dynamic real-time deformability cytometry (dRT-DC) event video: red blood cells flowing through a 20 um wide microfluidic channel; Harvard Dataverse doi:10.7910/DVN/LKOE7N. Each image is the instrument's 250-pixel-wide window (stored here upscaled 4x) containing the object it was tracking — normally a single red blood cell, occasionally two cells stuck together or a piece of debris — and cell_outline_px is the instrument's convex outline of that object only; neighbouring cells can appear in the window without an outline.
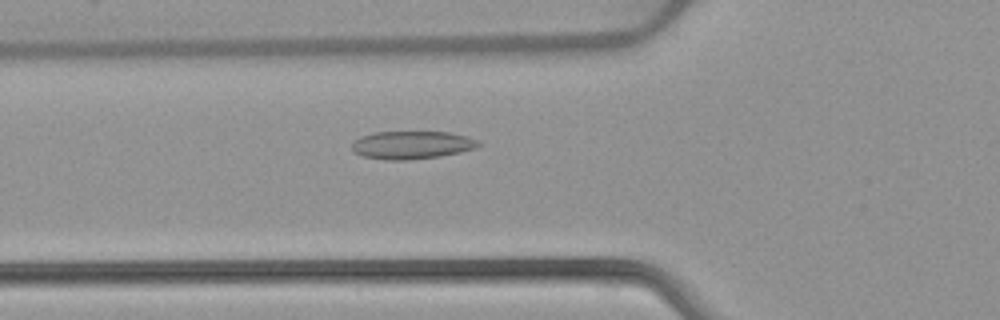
{"species": "common noctule bat (a hibernating species)", "species_latin": "Nyctalus noctula", "temperature_condition": "warm", "stored_images_in_passage": 52, "camera_frame_rate_fps": 3000, "um_per_image_px": 0.085, "animal": {"sex": "female", "body_mass_g": 22.7, "forearm_length_mm": 54.2}, "frame": {"image": 1, "passage_image": 19, "time_ms": 6.0, "image_size_px": [1000, 320], "cell_outline_px": [[480, 144], [476, 148], [460, 152], [440, 156], [408, 160], [384, 160], [364, 156], [352, 152], [352, 144], [360, 136], [372, 132], [448, 132], [468, 136], [476, 140]], "centroid_in_image_um": [34.98, 12.32], "position_along_channel_um": 90.8, "area_um2": 20.63}}
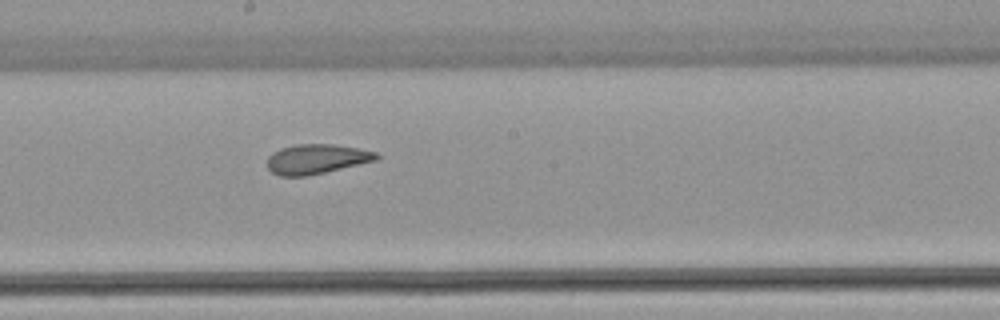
{"frame": {"image": 2, "passage_image": 29, "time_ms": 9.333, "image_size_px": [1000, 320], "cell_outline_px": [[380, 156], [376, 160], [308, 176], [280, 176], [272, 172], [268, 168], [268, 156], [272, 152], [280, 148], [296, 144], [332, 144], [356, 148], [376, 152]], "centroid_in_image_um": [26.87, 13.51], "position_along_channel_um": 221.3, "area_um2": 18.79}}
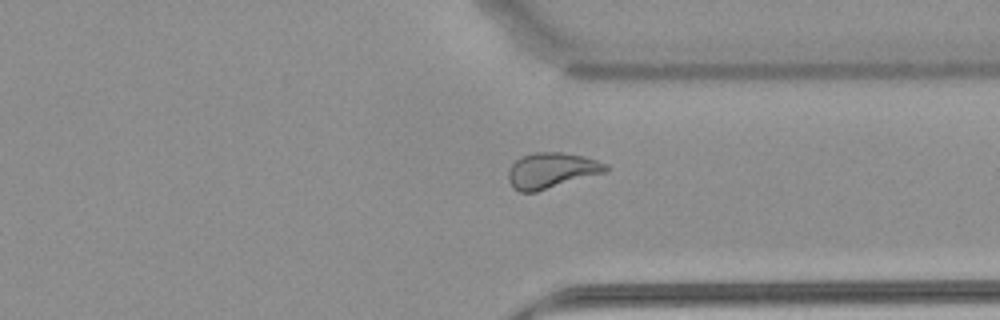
{"frame": {"image": 3, "passage_image": 40, "time_ms": 13.0, "image_size_px": [1000, 320], "cell_outline_px": [[608, 172], [536, 192], [520, 192], [508, 180], [508, 172], [512, 164], [520, 156], [532, 152], [560, 152], [584, 156], [608, 164]], "centroid_in_image_um": [46.91, 14.48], "position_along_channel_um": 364.5, "area_um2": 20.35}, "authors_computed_cell_mechanics": {"area_um2": 21.097, "velocity_mm_per_s": 3.907, "shape_relaxation_time_tau1_ms": null, "shape_relaxation_time_tau2_ms": 1.985, "deformation_change_tau1": null, "deformation_change_tau2": 0.0875}}